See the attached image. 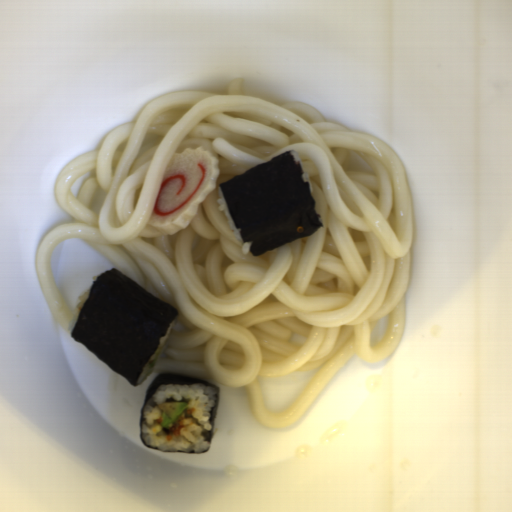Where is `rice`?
Listing matches in <instances>:
<instances>
[{"instance_id":"4","label":"rice","mask_w":512,"mask_h":512,"mask_svg":"<svg viewBox=\"0 0 512 512\" xmlns=\"http://www.w3.org/2000/svg\"><path fill=\"white\" fill-rule=\"evenodd\" d=\"M100 275L92 276V283L90 284L89 289L87 291H85L82 295L77 297L78 302H77V304L75 306V309H74V315L71 317V319H70V321L68 323L67 331L66 332H69L71 334L72 329L74 328V326L76 325V323L78 321V318L80 316L81 310H82L84 304L86 303V301H87V299H88V297L90 295V291H91L92 285H93L94 281Z\"/></svg>"},{"instance_id":"5","label":"rice","mask_w":512,"mask_h":512,"mask_svg":"<svg viewBox=\"0 0 512 512\" xmlns=\"http://www.w3.org/2000/svg\"><path fill=\"white\" fill-rule=\"evenodd\" d=\"M289 152H291V153H292V155H293V157H294L295 161H299V163H300V165H301V167H302V175H301V178H302V180L308 181V183H309V187H310V193H311V195H312V194H314L313 184H312V182H311V180H310V178H309V174H308V172H305V167H304L303 161H302V159H301V157H300V155H299L298 151L290 150Z\"/></svg>"},{"instance_id":"3","label":"rice","mask_w":512,"mask_h":512,"mask_svg":"<svg viewBox=\"0 0 512 512\" xmlns=\"http://www.w3.org/2000/svg\"><path fill=\"white\" fill-rule=\"evenodd\" d=\"M217 204H219L218 210L224 212L231 231L235 235L238 243H240L243 255L248 256L249 252H251L250 249H251L252 245L250 242H244V240L234 222V219L232 217V214L228 207L227 201L225 199V196H224L223 191L220 186H218Z\"/></svg>"},{"instance_id":"1","label":"rice","mask_w":512,"mask_h":512,"mask_svg":"<svg viewBox=\"0 0 512 512\" xmlns=\"http://www.w3.org/2000/svg\"><path fill=\"white\" fill-rule=\"evenodd\" d=\"M218 389L201 382L191 384H161L147 400L142 413L141 438L143 442L162 452L206 453L217 402ZM183 401L197 410L184 420L181 436H173L170 442L162 426L155 421L161 415L159 405L164 402Z\"/></svg>"},{"instance_id":"2","label":"rice","mask_w":512,"mask_h":512,"mask_svg":"<svg viewBox=\"0 0 512 512\" xmlns=\"http://www.w3.org/2000/svg\"><path fill=\"white\" fill-rule=\"evenodd\" d=\"M177 322H178V317L176 316L174 321L168 327L165 336L160 338L157 348L152 353V355L150 356L148 361L145 363V365H144V367L142 369V372H141L139 378L137 379L136 385H141L145 381V379L151 373H153L154 370L157 368V366L159 364V361H160V358H161V355H162V352H163V349H164V345H165L167 339L169 338V336H170V334H171V332H172V330H173V328H174V326L176 325ZM154 359H156V362H155L154 366H152L150 368L149 365L154 361Z\"/></svg>"}]
</instances>
